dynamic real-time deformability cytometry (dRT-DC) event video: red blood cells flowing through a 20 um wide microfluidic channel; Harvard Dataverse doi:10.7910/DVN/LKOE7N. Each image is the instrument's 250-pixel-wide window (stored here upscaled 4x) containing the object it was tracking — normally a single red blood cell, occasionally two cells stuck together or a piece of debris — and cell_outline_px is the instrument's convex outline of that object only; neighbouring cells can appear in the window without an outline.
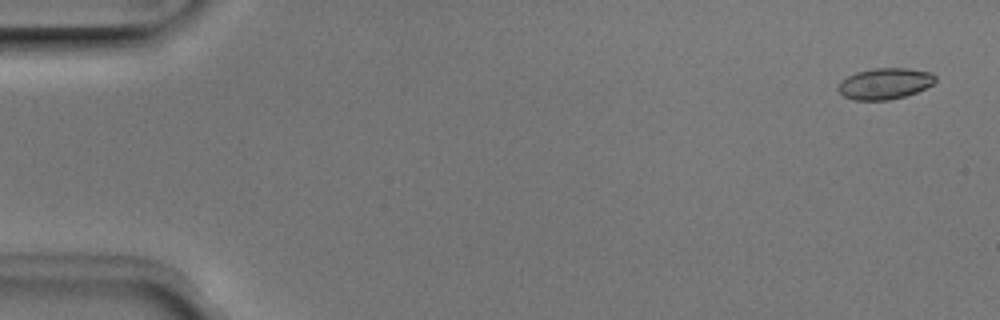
{"species": "Egyptian fruit bat (a non-hibernating species)", "species_latin": "Rousettus aegyptiacus", "temperature_condition": "room temperature", "stored_images_in_passage": 5, "camera_frame_rate_fps": 3000, "um_per_image_px": 0.085, "animal": {"sex": "male"}, "frame": {"image": 1, "passage_image": 1, "time_ms": 0.0, "image_size_px": [1000, 320], "cell_outline_px": [[936, 80], [932, 84], [916, 92], [904, 96], [888, 100], [852, 100], [844, 96], [836, 88], [840, 80], [856, 72], [872, 68], [908, 68], [932, 72], [936, 76]], "centroid_in_image_um": [75.19, 7.1], "position_along_channel_um": 9.8, "area_um2": 17.74}}
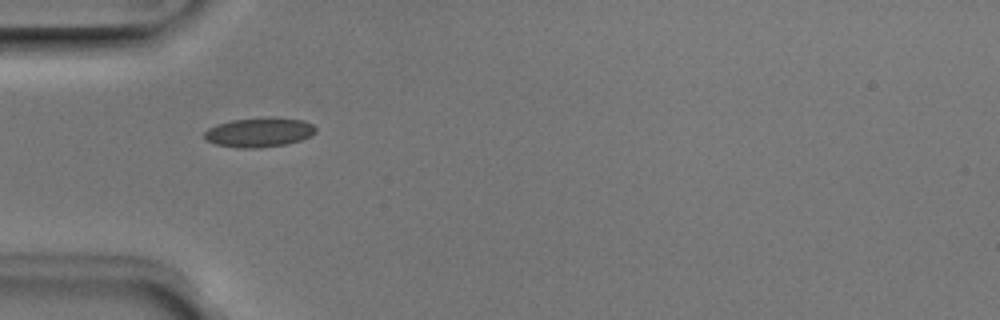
{"frame": {"image": 2, "passage_image": 5, "time_ms": 1.333, "image_size_px": [1000, 320], "cell_outline_px": [[316, 132], [300, 140], [284, 144], [256, 148], [240, 148], [216, 144], [208, 140], [204, 136], [204, 132], [208, 128], [216, 124], [232, 120], [264, 116], [276, 116], [304, 120], [312, 124], [316, 128]], "centroid_in_image_um": [22.03, 11.21], "position_along_channel_um": 63.0, "area_um2": 19.25}}